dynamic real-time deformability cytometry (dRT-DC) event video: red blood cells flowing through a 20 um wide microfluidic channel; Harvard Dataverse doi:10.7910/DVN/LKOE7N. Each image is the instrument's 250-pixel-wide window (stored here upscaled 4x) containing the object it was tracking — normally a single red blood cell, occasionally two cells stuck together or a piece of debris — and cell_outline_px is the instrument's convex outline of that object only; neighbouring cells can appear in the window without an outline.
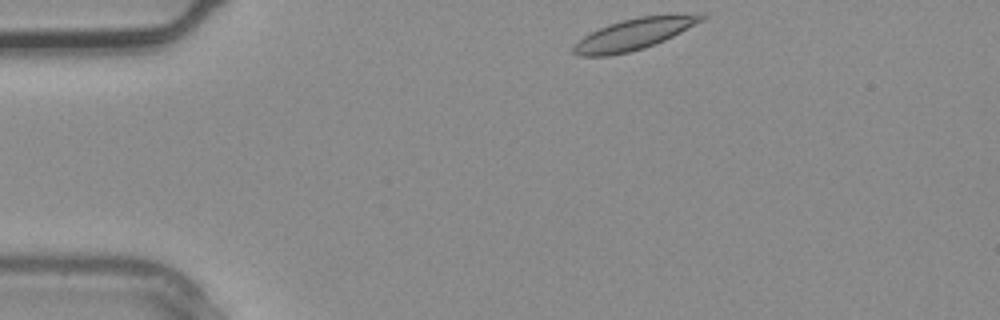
{"species": "common noctule bat (a hibernating species)", "species_latin": "Nyctalus noctula", "temperature_condition": "warm", "stored_images_in_passage": 1, "camera_frame_rate_fps": 3000, "um_per_image_px": 0.085, "animal": {"sex": "male", "body_mass_g": 20.4}, "frame": {"image": 1, "passage_image": 1, "time_ms": 0.0, "image_size_px": [1000, 320], "cell_outline_px": [[708, 16], [704, 20], [664, 40], [644, 48], [628, 52], [608, 56], [580, 56], [572, 52], [572, 48], [584, 36], [608, 24], [640, 16], [676, 12], [704, 12]], "centroid_in_image_um": [54.02, 2.84], "position_along_channel_um": 31.0, "area_um2": 23.64}}